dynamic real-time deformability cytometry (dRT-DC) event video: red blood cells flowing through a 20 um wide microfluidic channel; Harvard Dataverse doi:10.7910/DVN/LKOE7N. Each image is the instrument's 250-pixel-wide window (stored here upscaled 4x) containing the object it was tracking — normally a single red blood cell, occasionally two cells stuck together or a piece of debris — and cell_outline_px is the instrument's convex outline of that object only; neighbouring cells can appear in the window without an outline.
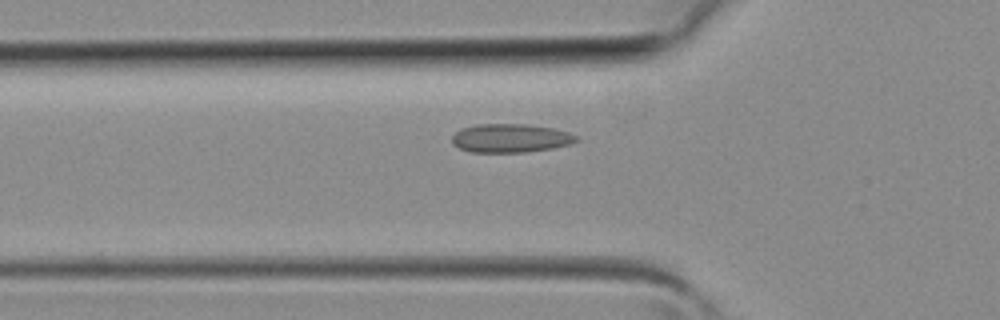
{"species": "common noctule bat (a hibernating species)", "species_latin": "Nyctalus noctula", "temperature_condition": "room temperature", "stored_images_in_passage": 37, "camera_frame_rate_fps": 3000, "um_per_image_px": 0.085, "animal": {"sex": "female", "body_mass_g": 19.3, "forearm_length_mm": 54.1}, "frame": {"image": 1, "passage_image": 13, "time_ms": 4.0, "image_size_px": [1000, 320], "cell_outline_px": [[580, 140], [572, 144], [552, 148], [528, 152], [472, 152], [460, 148], [452, 144], [452, 136], [456, 132], [464, 128], [476, 124], [528, 124], [552, 128], [568, 132], [576, 136]], "centroid_in_image_um": [43.42, 11.74], "position_along_channel_um": 82.4, "area_um2": 20.75}}
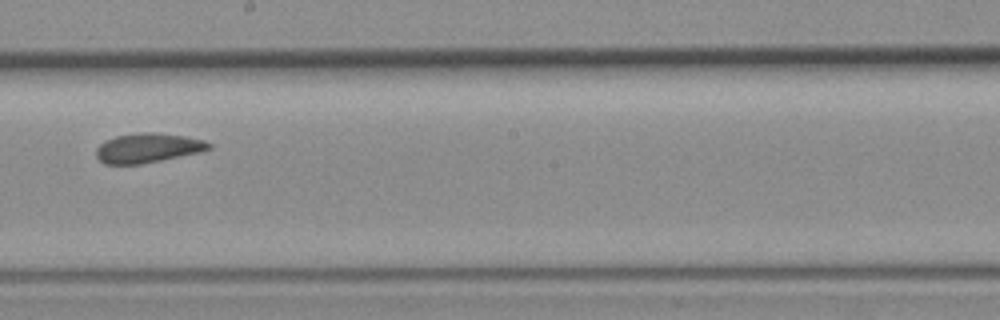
{"frame": {"image": 2, "passage_image": 22, "time_ms": 7.0, "image_size_px": [1000, 320], "cell_outline_px": [[212, 148], [200, 152], [140, 164], [104, 164], [96, 156], [96, 148], [104, 140], [116, 136], [140, 132], [152, 132], [184, 136], [204, 140], [212, 144]], "centroid_in_image_um": [12.55, 12.57], "position_along_channel_um": 235.7, "area_um2": 19.31}}
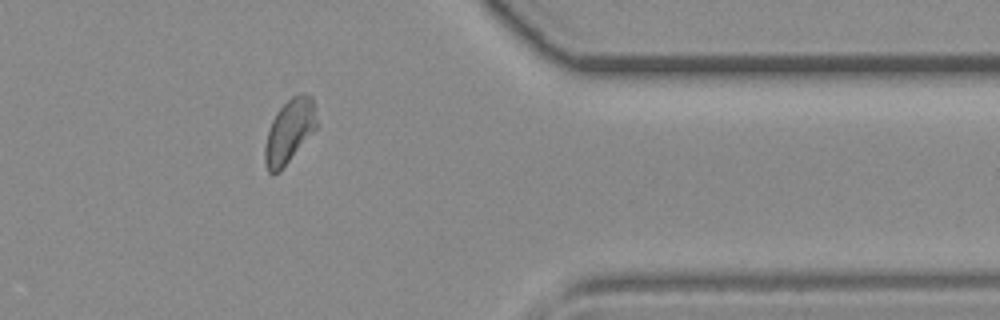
{"frame": {"image": 3, "passage_image": 32, "time_ms": 10.333, "image_size_px": [1000, 320], "cell_outline_px": [[316, 128], [280, 172], [272, 176], [268, 172], [264, 160], [264, 148], [268, 132], [272, 120], [276, 112], [292, 96], [304, 92], [312, 96], [316, 108]], "centroid_in_image_um": [24.59, 11.16], "position_along_channel_um": 386.8, "area_um2": 19.31}}